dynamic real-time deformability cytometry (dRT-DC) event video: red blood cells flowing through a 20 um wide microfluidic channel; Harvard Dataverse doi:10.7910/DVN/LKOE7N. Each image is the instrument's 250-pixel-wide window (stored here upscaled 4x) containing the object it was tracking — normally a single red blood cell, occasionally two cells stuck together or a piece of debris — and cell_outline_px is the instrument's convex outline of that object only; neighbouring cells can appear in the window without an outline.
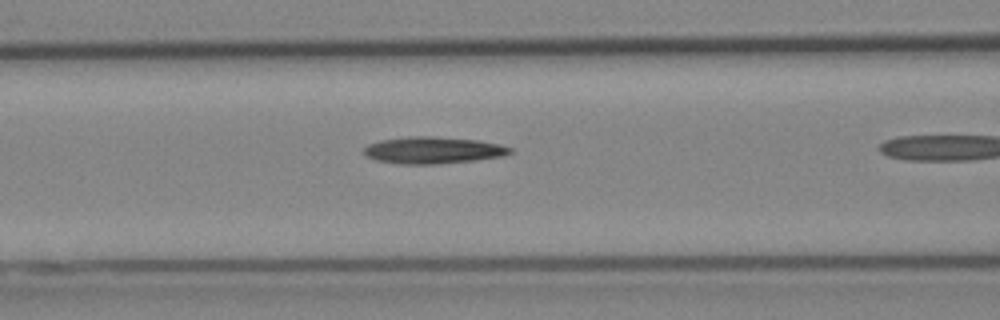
{"species": "Egyptian fruit bat (a non-hibernating species)", "species_latin": "Rousettus aegyptiacus", "temperature_condition": "cold", "stored_images_in_passage": 11, "camera_frame_rate_fps": 3000, "um_per_image_px": 0.085, "animal": {"sex": "female"}, "frame": {"image": 1, "passage_image": 7, "time_ms": 2.0, "image_size_px": [1000, 320], "cell_outline_px": [[512, 152], [504, 156], [476, 160], [440, 164], [400, 164], [376, 160], [368, 156], [364, 152], [364, 148], [368, 144], [380, 140], [408, 136], [432, 136], [476, 140], [500, 144], [512, 148]], "centroid_in_image_um": [36.82, 12.77], "position_along_channel_um": 129.8, "area_um2": 22.89}}
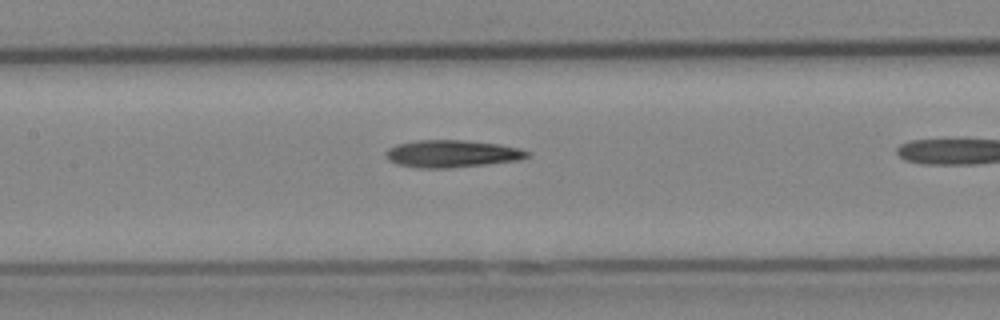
{"frame": {"image": 2, "passage_image": 10, "time_ms": 3.0, "image_size_px": [1000, 320], "cell_outline_px": [[528, 156], [516, 160], [484, 164], [448, 168], [420, 168], [396, 164], [388, 160], [388, 148], [396, 144], [416, 140], [464, 140], [500, 144], [520, 148], [528, 152]], "centroid_in_image_um": [38.38, 13.06], "position_along_channel_um": 169.0, "area_um2": 22.25}}